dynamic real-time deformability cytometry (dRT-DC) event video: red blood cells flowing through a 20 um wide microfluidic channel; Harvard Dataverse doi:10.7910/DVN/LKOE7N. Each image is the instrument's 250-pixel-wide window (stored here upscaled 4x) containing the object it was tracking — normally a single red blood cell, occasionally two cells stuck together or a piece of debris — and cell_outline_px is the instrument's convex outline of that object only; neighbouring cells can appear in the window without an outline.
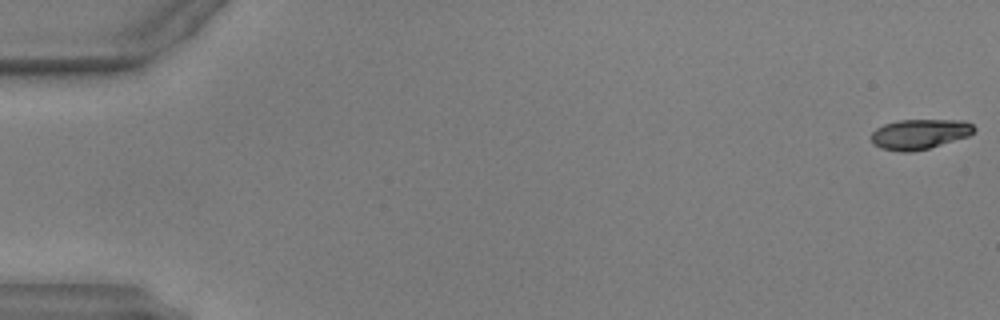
{"species": "common noctule bat (a hibernating species)", "species_latin": "Nyctalus noctula", "temperature_condition": "warm", "stored_images_in_passage": 52, "camera_frame_rate_fps": 3000, "um_per_image_px": 0.085, "animal": {"sex": "male", "body_mass_g": 17.9, "forearm_length_mm": 54.2}, "frame": {"image": 1, "passage_image": 1, "time_ms": 0.0, "image_size_px": [1000, 320], "cell_outline_px": [[976, 128], [968, 136], [928, 148], [912, 152], [900, 152], [880, 148], [872, 144], [872, 132], [876, 128], [884, 124], [896, 120], [964, 120], [972, 124]], "centroid_in_image_um": [78.13, 11.4], "position_along_channel_um": 6.9, "area_um2": 18.03}}
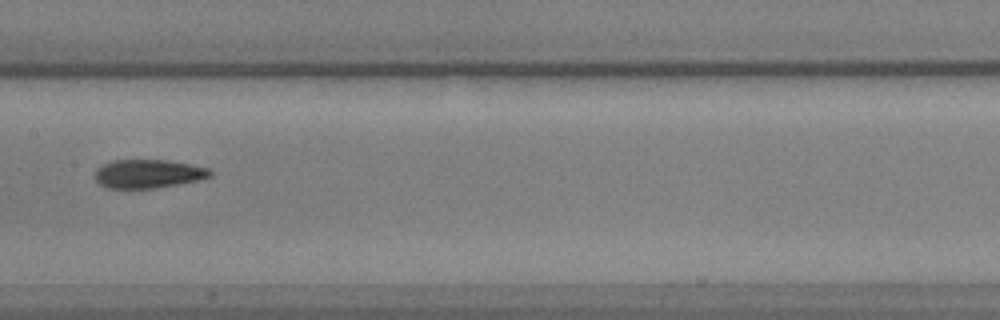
{"frame": {"image": 2, "passage_image": 27, "time_ms": 8.667, "image_size_px": [1000, 320], "cell_outline_px": [[212, 176], [200, 180], [156, 188], [108, 188], [100, 184], [96, 180], [96, 168], [112, 160], [164, 160], [188, 164], [208, 168], [212, 172]], "centroid_in_image_um": [12.6, 14.77], "position_along_channel_um": 194.8, "area_um2": 19.07}}
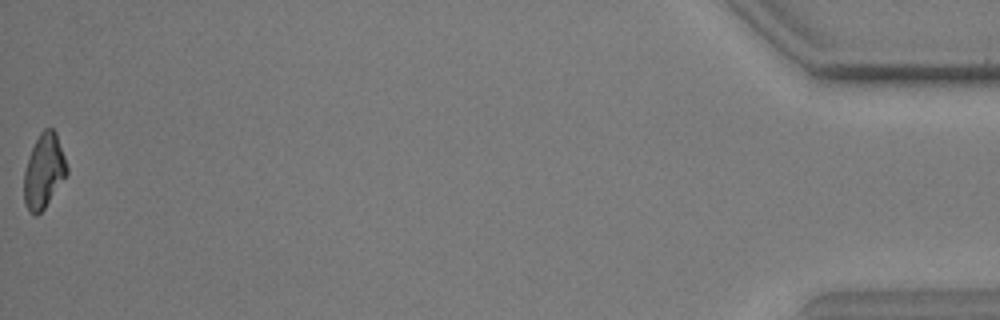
{"frame": {"image": 3, "passage_image": 52, "time_ms": 17.0, "image_size_px": [1000, 320], "cell_outline_px": [[68, 172], [44, 208], [36, 216], [28, 212], [24, 204], [24, 172], [32, 148], [40, 132], [44, 128], [52, 128], [56, 132], [68, 168]], "centroid_in_image_um": [3.71, 14.55], "position_along_channel_um": 431.5, "area_um2": 18.32}, "authors_computed_cell_mechanics": {"area_um2": 19.363, "velocity_mm_per_s": 3.9594, "shape_relaxation_time_tau1_ms": 4.7223, "shape_relaxation_time_tau2_ms": 2.9598, "deformation_change_tau1": 0.1944, "deformation_change_tau2": 0.0748}}